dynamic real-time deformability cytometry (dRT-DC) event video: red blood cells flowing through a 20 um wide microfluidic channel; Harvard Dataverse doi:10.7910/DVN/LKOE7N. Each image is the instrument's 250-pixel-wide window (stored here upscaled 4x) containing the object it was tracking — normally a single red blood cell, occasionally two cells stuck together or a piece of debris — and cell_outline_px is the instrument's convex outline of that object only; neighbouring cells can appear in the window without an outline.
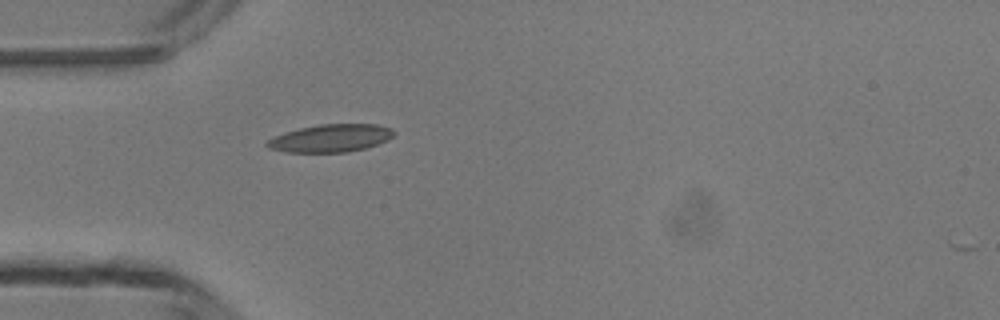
{"species": "common noctule bat (a hibernating species)", "species_latin": "Nyctalus noctula", "temperature_condition": "room temperature", "stored_images_in_passage": 1, "camera_frame_rate_fps": 3000, "um_per_image_px": 0.085, "animal": {"sex": "male", "body_mass_g": 13.3}, "frame": {"image": 1, "passage_image": 1, "time_ms": 0.0, "image_size_px": [1000, 320], "cell_outline_px": [[396, 132], [388, 140], [364, 148], [348, 152], [284, 152], [268, 148], [264, 144], [268, 140], [284, 132], [300, 128], [320, 124], [376, 124], [392, 128]], "centroid_in_image_um": [28.1, 11.74], "position_along_channel_um": 56.9, "area_um2": 20.46}}